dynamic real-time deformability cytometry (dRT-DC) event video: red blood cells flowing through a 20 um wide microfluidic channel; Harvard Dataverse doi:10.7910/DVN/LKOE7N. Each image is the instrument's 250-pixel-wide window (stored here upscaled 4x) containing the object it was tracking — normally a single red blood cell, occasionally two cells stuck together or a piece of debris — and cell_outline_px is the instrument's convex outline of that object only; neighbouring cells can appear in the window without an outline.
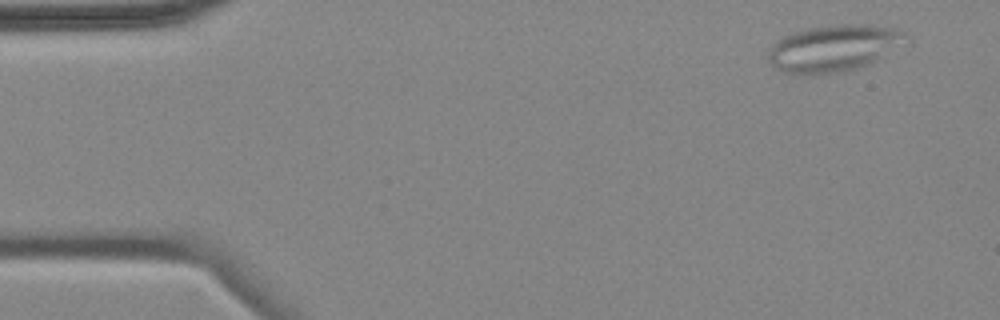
{"species": "common noctule bat (a hibernating species)", "species_latin": "Nyctalus noctula", "temperature_condition": "cold", "stored_images_in_passage": 4, "camera_frame_rate_fps": 3000, "um_per_image_px": 0.085, "animal": {"sex": "female", "body_mass_g": 18.4}, "frame": {"image": 1, "passage_image": 1, "time_ms": 0.0, "image_size_px": [1000, 320], "cell_outline_px": [[912, 44], [868, 64], [848, 72], [812, 76], [808, 76], [784, 72], [772, 68], [768, 60], [768, 52], [772, 44], [776, 40], [792, 32], [804, 28], [840, 24], [868, 24], [896, 28], [908, 32], [912, 40]], "centroid_in_image_um": [70.97, 4.11], "position_along_channel_um": 14.0, "area_um2": 39.3}}